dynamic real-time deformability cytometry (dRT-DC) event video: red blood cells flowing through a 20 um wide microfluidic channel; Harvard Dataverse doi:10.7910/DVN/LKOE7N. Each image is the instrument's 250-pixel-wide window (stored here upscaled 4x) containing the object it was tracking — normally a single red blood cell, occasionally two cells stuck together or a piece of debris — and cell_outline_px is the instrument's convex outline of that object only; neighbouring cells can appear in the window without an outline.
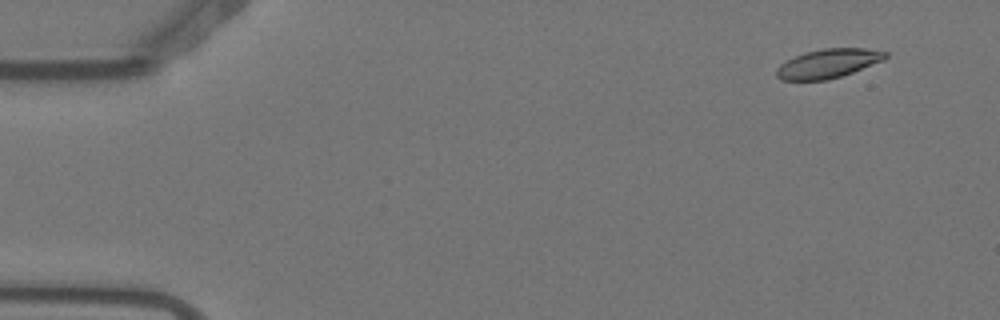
{"species": "Egyptian fruit bat (a non-hibernating species)", "species_latin": "Rousettus aegyptiacus", "temperature_condition": "warm", "stored_images_in_passage": 4, "camera_frame_rate_fps": 3000, "um_per_image_px": 0.085, "animal": {"sex": "female"}, "frame": {"image": 1, "passage_image": 2, "time_ms": 0.333, "image_size_px": [1000, 320], "cell_outline_px": [[888, 56], [884, 60], [852, 72], [828, 80], [780, 80], [776, 76], [776, 68], [780, 64], [796, 56], [808, 52], [824, 48], [864, 48], [888, 52]], "centroid_in_image_um": [70.4, 5.4], "position_along_channel_um": 14.6, "area_um2": 18.26}}
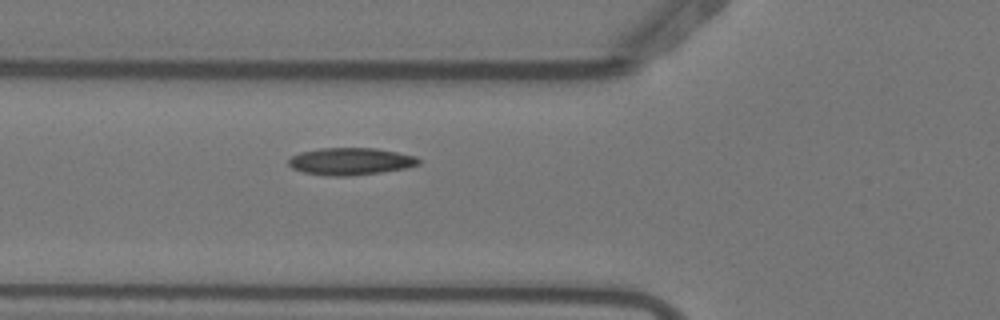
{"frame": {"image": 2, "passage_image": 4, "time_ms": 1.0, "image_size_px": [1000, 320], "cell_outline_px": [[420, 164], [404, 168], [380, 172], [348, 176], [328, 176], [304, 172], [292, 168], [288, 164], [288, 160], [292, 156], [300, 152], [320, 148], [376, 148], [416, 156], [420, 160]], "centroid_in_image_um": [29.78, 13.71], "position_along_channel_um": 96.0, "area_um2": 20.52}}